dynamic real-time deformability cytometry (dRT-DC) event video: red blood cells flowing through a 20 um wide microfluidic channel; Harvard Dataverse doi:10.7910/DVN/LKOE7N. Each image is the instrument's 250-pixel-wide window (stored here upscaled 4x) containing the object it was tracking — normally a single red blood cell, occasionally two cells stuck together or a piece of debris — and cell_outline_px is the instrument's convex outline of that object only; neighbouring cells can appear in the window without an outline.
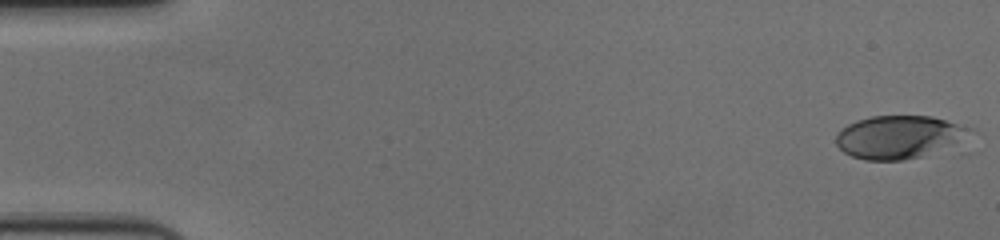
{"species": "human", "species_latin": "Homo sapiens", "temperature_condition": "cold", "stored_images_in_passage": 58, "camera_frame_rate_fps": 3000, "um_per_image_px": 0.085, "donor": {"sex": "female"}, "frame": {"image": 1, "passage_image": 1, "time_ms": 0.0, "image_size_px": [1000, 240], "cell_outline_px": [[976, 152], [960, 156], [904, 160], [864, 160], [852, 156], [844, 152], [836, 144], [836, 132], [840, 128], [856, 120], [872, 116], [932, 116], [972, 128]], "centroid_in_image_um": [76.91, 11.76], "position_along_channel_um": 8.1, "area_um2": 37.8}}
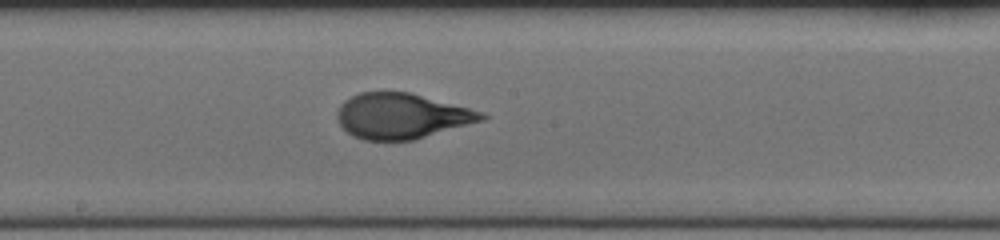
{"frame": {"image": 2, "passage_image": 31, "time_ms": 10.0, "image_size_px": [1000, 240], "cell_outline_px": [[488, 116], [484, 120], [412, 140], [364, 140], [352, 136], [340, 124], [336, 116], [336, 112], [340, 104], [344, 100], [360, 92], [412, 92], [484, 112]], "centroid_in_image_um": [34.13, 9.85], "position_along_channel_um": 214.1, "area_um2": 38.21}}
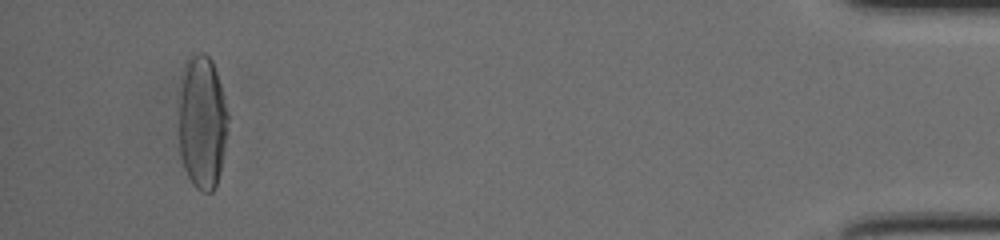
{"frame": {"image": 3, "passage_image": 54, "time_ms": 17.667, "image_size_px": [1000, 240], "cell_outline_px": [[228, 132], [220, 168], [216, 184], [212, 192], [200, 192], [192, 184], [184, 168], [180, 156], [180, 92], [184, 64], [192, 52], [204, 52], [212, 60], [220, 84], [228, 112]], "centroid_in_image_um": [17.19, 10.37], "position_along_channel_um": 418.0, "area_um2": 38.38}, "authors_computed_cell_mechanics": {"area_um2": 37.4833, "velocity_mm_per_s": 3.6278, "shape_relaxation_time_tau1_ms": 5.4909, "shape_relaxation_time_tau2_ms": null, "deformation_change_tau1": 0.2293, "deformation_change_tau2": null}}